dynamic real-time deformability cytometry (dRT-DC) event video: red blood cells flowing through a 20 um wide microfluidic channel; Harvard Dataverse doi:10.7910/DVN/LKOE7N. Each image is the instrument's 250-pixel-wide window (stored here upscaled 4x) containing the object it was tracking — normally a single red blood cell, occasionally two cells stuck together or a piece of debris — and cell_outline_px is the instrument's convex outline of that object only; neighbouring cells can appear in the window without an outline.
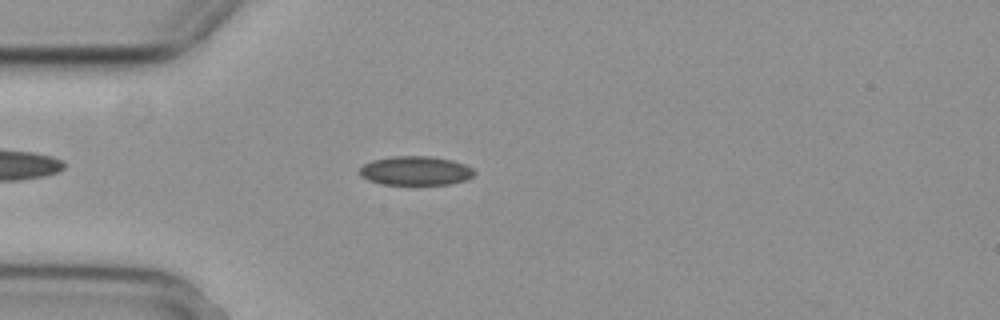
{"species": "common noctule bat (a hibernating species)", "species_latin": "Nyctalus noctula", "temperature_condition": "cold", "stored_images_in_passage": 47, "camera_frame_rate_fps": 3000, "um_per_image_px": 0.085, "animal": {"sex": "female", "body_mass_g": 29.2, "forearm_length_mm": 56.3}, "frame": {"image": 1, "passage_image": 7, "time_ms": 2.0, "image_size_px": [1000, 320], "cell_outline_px": [[476, 172], [472, 176], [464, 180], [448, 184], [384, 184], [368, 180], [360, 176], [360, 168], [364, 164], [372, 160], [392, 156], [432, 156], [452, 160], [464, 164], [472, 168]], "centroid_in_image_um": [35.31, 14.5], "position_along_channel_um": 49.7, "area_um2": 19.31}}
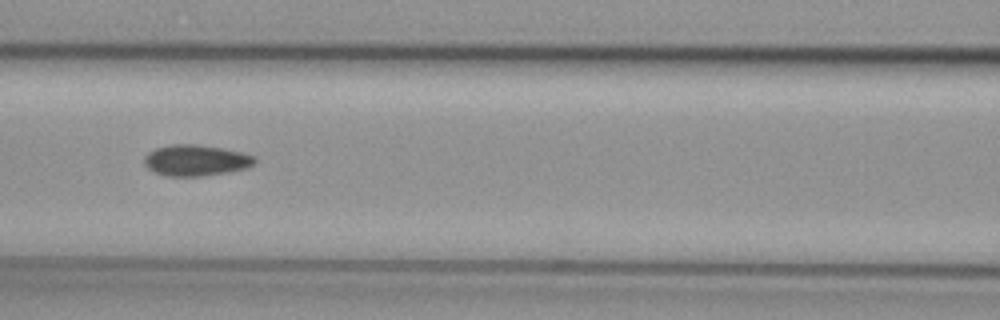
{"frame": {"image": 2, "passage_image": 16, "time_ms": 5.0, "image_size_px": [1000, 320], "cell_outline_px": [[256, 160], [248, 168], [228, 172], [200, 176], [168, 176], [156, 172], [148, 168], [144, 164], [144, 156], [148, 152], [156, 148], [172, 144], [196, 144], [224, 148], [256, 156]], "centroid_in_image_um": [16.65, 13.62], "position_along_channel_um": 149.9, "area_um2": 20.0}}
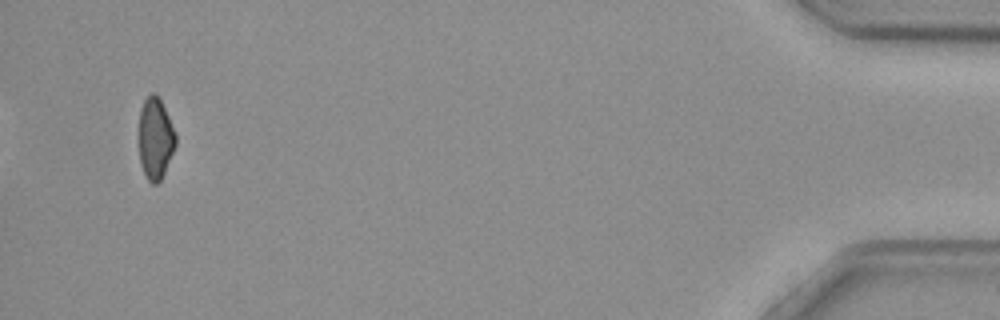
{"frame": {"image": 3, "passage_image": 45, "time_ms": 14.667, "image_size_px": [1000, 320], "cell_outline_px": [[176, 144], [164, 172], [160, 180], [156, 184], [152, 184], [148, 180], [140, 164], [140, 108], [144, 100], [152, 92], [156, 92], [168, 116], [176, 136]], "centroid_in_image_um": [13.2, 11.76], "position_along_channel_um": 422.0, "area_um2": 17.05}}